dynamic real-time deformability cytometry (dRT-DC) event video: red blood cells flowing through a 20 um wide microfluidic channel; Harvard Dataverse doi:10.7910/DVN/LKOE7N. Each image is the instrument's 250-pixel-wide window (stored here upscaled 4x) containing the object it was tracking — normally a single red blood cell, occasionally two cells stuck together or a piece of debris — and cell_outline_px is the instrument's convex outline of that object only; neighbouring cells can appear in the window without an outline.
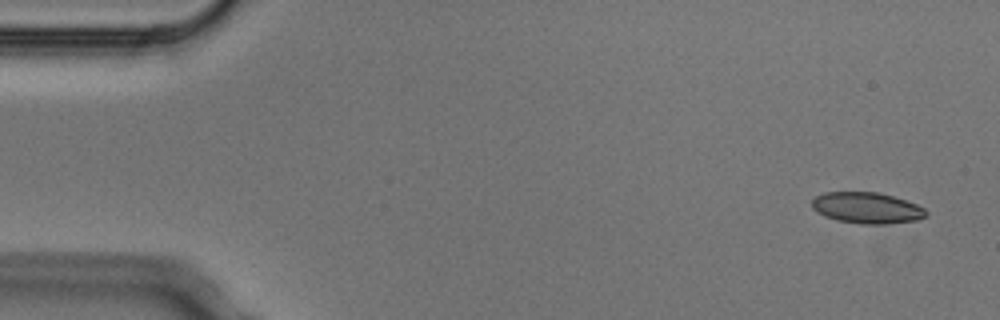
{"species": "Egyptian fruit bat (a non-hibernating species)", "species_latin": "Rousettus aegyptiacus", "temperature_condition": "cold", "stored_images_in_passage": 5, "camera_frame_rate_fps": 3000, "um_per_image_px": 0.085, "animal": {"sex": "male"}, "frame": {"image": 1, "passage_image": 1, "time_ms": 0.0, "image_size_px": [1000, 320], "cell_outline_px": [[928, 216], [916, 220], [884, 224], [860, 224], [836, 220], [824, 216], [816, 212], [812, 208], [812, 200], [816, 196], [824, 192], [876, 192], [892, 196], [916, 204], [924, 208], [928, 212]], "centroid_in_image_um": [73.66, 17.68], "position_along_channel_um": 11.3, "area_um2": 20.75}}
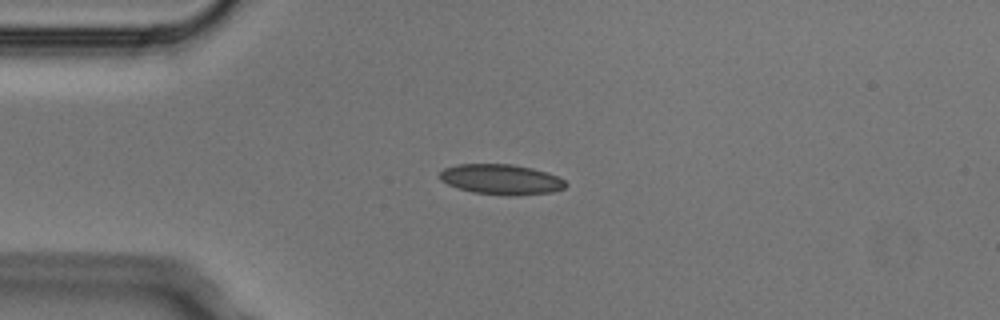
{"frame": {"image": 2, "passage_image": 4, "time_ms": 1.0, "image_size_px": [1000, 320], "cell_outline_px": [[568, 184], [564, 188], [552, 192], [512, 196], [508, 196], [472, 192], [448, 184], [440, 180], [440, 172], [444, 168], [456, 164], [512, 164], [532, 168], [556, 176], [564, 180]], "centroid_in_image_um": [42.59, 15.25], "position_along_channel_um": 42.4, "area_um2": 22.14}}